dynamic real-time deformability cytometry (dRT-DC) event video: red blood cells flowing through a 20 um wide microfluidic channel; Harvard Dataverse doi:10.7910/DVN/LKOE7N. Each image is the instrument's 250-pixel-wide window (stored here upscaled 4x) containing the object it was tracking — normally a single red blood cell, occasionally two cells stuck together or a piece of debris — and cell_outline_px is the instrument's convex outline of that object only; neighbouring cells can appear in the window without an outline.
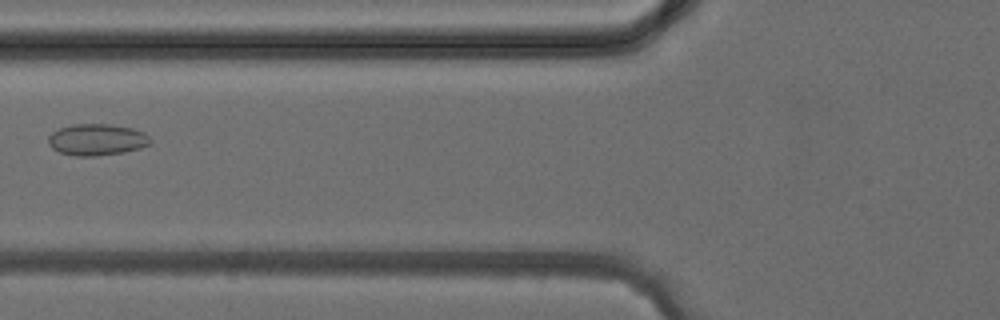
{"species": "common noctule bat (a hibernating species)", "species_latin": "Nyctalus noctula", "temperature_condition": "cold", "stored_images_in_passage": 5, "camera_frame_rate_fps": 3000, "um_per_image_px": 0.085, "animal": {"sex": "female", "body_mass_g": 24.6, "forearm_length_mm": 56.2}, "frame": {"image": 1, "passage_image": 5, "time_ms": 4.667, "image_size_px": [1000, 320], "cell_outline_px": [[152, 140], [148, 144], [140, 148], [124, 152], [96, 156], [76, 156], [60, 152], [52, 148], [48, 144], [48, 136], [52, 132], [60, 128], [76, 124], [108, 124], [132, 128], [144, 132]], "centroid_in_image_um": [8.22, 11.87], "position_along_channel_um": 117.6, "area_um2": 18.67}}